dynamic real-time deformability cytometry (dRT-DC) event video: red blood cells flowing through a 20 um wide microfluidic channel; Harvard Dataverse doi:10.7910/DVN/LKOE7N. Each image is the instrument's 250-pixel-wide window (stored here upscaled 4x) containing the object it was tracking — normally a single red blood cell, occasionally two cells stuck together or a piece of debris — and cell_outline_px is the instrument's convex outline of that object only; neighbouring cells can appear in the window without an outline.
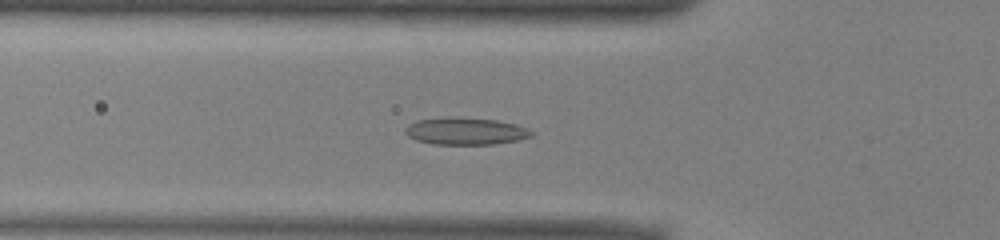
{"species": "common noctule bat (a hibernating species)", "species_latin": "Nyctalus noctula", "temperature_condition": "warm", "stored_images_in_passage": 39, "camera_frame_rate_fps": 3000, "um_per_image_px": 0.085, "animal": {"sex": "male", "body_mass_g": 13.0, "forearm_length_mm": 53.1}, "frame": {"image": 1, "passage_image": 5, "time_ms": 1.333, "image_size_px": [1000, 240], "cell_outline_px": [[536, 132], [532, 136], [520, 140], [492, 144], [432, 144], [416, 140], [408, 136], [404, 132], [404, 128], [408, 124], [416, 120], [448, 116], [496, 120], [516, 124], [528, 128]], "centroid_in_image_um": [39.57, 11.14], "position_along_channel_um": 86.2, "area_um2": 20.29}}
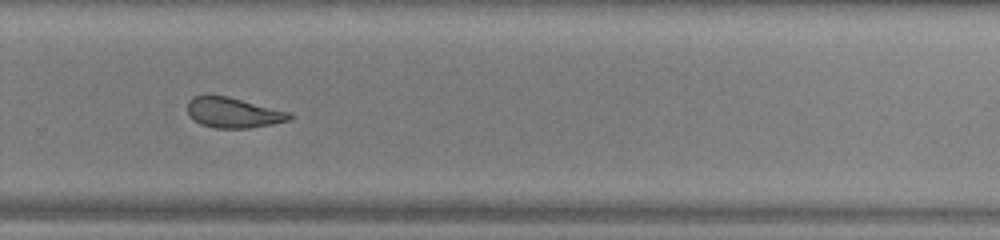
{"frame": {"image": 2, "passage_image": 22, "time_ms": 7.0, "image_size_px": [1000, 240], "cell_outline_px": [[292, 116], [288, 120], [272, 124], [248, 128], [216, 128], [200, 124], [192, 120], [188, 116], [188, 100], [192, 96], [228, 96], [292, 112]], "centroid_in_image_um": [19.82, 9.58], "position_along_channel_um": 310.0, "area_um2": 18.09}}
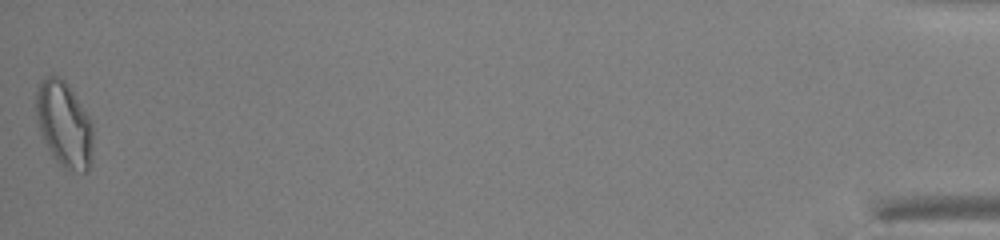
{"frame": {"image": 3, "passage_image": 39, "time_ms": 12.667, "image_size_px": [1000, 240], "cell_outline_px": [[92, 160], [88, 172], [84, 172], [64, 168], [52, 156], [40, 136], [36, 116], [36, 88], [48, 76], [60, 76], [64, 80], [88, 116], [92, 124]], "centroid_in_image_um": [5.43, 10.61], "position_along_channel_um": 429.8, "area_um2": 28.26}, "authors_computed_cell_mechanics": {"area_um2": 19.652, "velocity_mm_per_s": 3.9494, "shape_relaxation_time_tau1_ms": null, "shape_relaxation_time_tau2_ms": 2.3168, "deformation_change_tau1": null, "deformation_change_tau2": 0.1007}}